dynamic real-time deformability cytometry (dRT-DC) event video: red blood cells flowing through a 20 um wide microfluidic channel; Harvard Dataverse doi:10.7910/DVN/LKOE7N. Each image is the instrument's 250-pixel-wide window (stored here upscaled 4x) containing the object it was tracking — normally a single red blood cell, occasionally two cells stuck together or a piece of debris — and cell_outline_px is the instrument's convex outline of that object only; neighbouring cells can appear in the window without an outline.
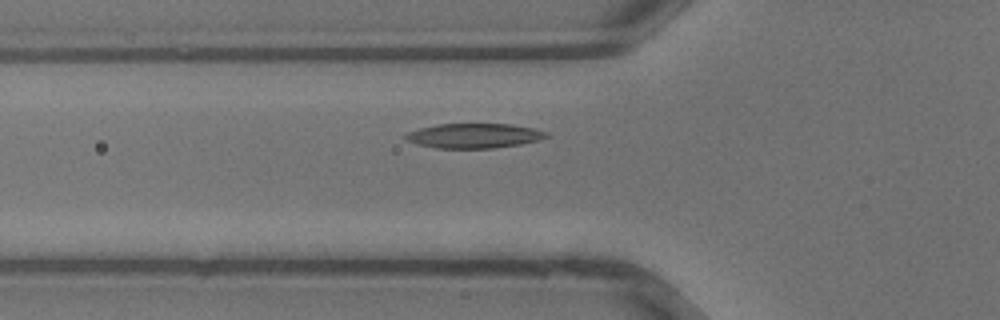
{"species": "common noctule bat (a hibernating species)", "species_latin": "Nyctalus noctula", "temperature_condition": "warm", "stored_images_in_passage": 29, "camera_frame_rate_fps": 3000, "um_per_image_px": 0.085, "animal": {"sex": "male", "body_mass_g": 13.3}, "frame": {"image": 1, "passage_image": 9, "time_ms": 2.667, "image_size_px": [1000, 320], "cell_outline_px": [[548, 136], [540, 140], [520, 144], [496, 148], [436, 148], [420, 144], [408, 140], [404, 136], [408, 132], [420, 128], [440, 124], [512, 124], [532, 128], [548, 132]], "centroid_in_image_um": [40.34, 11.54], "position_along_channel_um": 85.5, "area_um2": 20.06}}
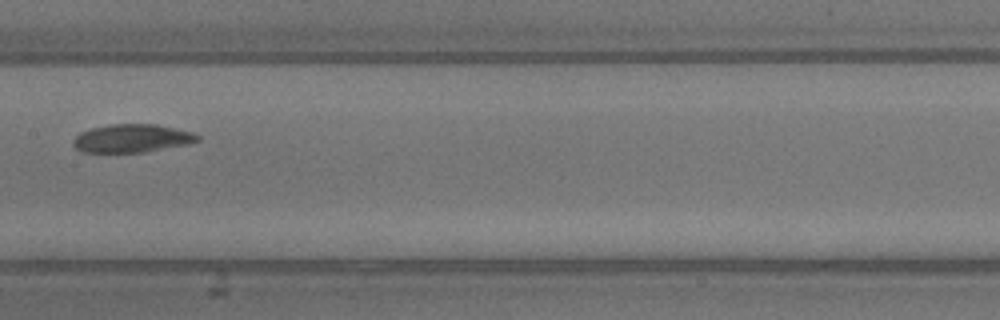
{"frame": {"image": 2, "passage_image": 15, "time_ms": 4.667, "image_size_px": [1000, 320], "cell_outline_px": [[200, 140], [188, 144], [144, 152], [84, 152], [76, 148], [72, 144], [72, 140], [80, 132], [92, 128], [112, 124], [156, 124], [192, 132], [200, 136]], "centroid_in_image_um": [11.22, 11.76], "position_along_channel_um": 196.2, "area_um2": 20.35}}
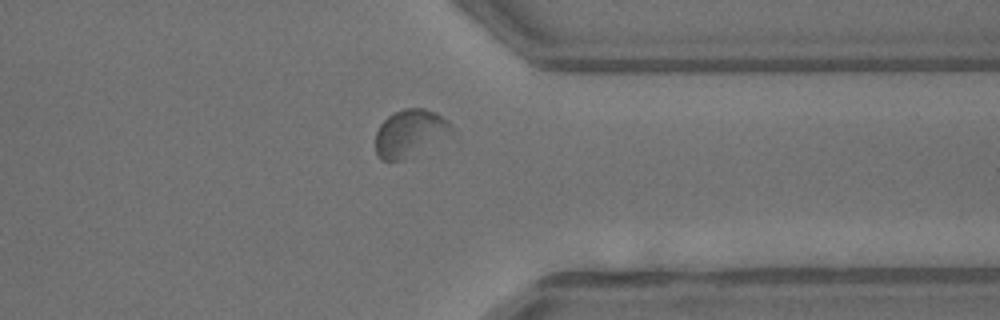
{"frame": {"image": 3, "passage_image": 25, "time_ms": 8.0, "image_size_px": [1000, 320], "cell_outline_px": [[456, 132], [400, 160], [380, 160], [376, 156], [376, 132], [380, 124], [388, 116], [404, 108], [424, 108], [436, 112], [448, 120], [456, 128]], "centroid_in_image_um": [34.88, 11.28], "position_along_channel_um": 376.5, "area_um2": 20.81}}